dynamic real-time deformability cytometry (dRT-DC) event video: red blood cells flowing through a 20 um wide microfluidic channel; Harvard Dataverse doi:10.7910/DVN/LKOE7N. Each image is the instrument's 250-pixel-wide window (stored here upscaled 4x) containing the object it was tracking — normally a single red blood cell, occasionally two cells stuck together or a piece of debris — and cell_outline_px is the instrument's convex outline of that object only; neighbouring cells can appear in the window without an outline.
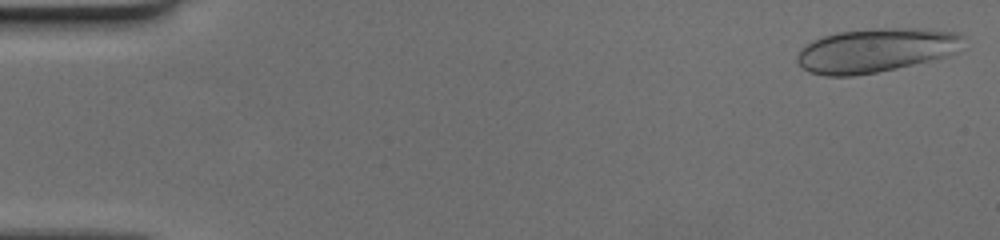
{"species": "human", "species_latin": "Homo sapiens", "temperature_condition": "cold", "stored_images_in_passage": 20, "camera_frame_rate_fps": 3000, "um_per_image_px": 0.085, "donor": {"sex": "female"}, "frame": {"image": 1, "passage_image": 2, "time_ms": 0.333, "image_size_px": [1000, 240], "cell_outline_px": [[960, 36], [956, 52], [944, 56], [896, 68], [876, 72], [852, 76], [824, 76], [808, 72], [796, 60], [796, 56], [800, 48], [812, 40], [824, 36], [840, 32], [868, 28], [920, 28], [956, 32]], "centroid_in_image_um": [74.33, 4.27], "position_along_channel_um": 10.7, "area_um2": 42.14}}
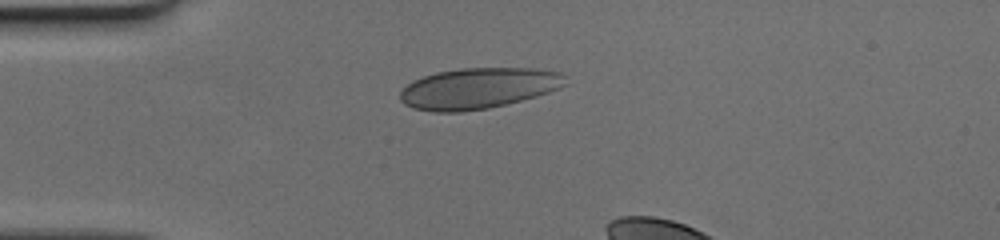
{"frame": {"image": 2, "passage_image": 14, "time_ms": 4.333, "image_size_px": [1000, 240], "cell_outline_px": [[568, 84], [560, 88], [536, 96], [488, 108], [460, 112], [432, 112], [412, 108], [404, 104], [400, 100], [400, 92], [412, 80], [436, 72], [460, 68], [532, 68], [560, 72], [564, 76]], "centroid_in_image_um": [40.64, 7.5], "position_along_channel_um": 44.4, "area_um2": 39.42}}
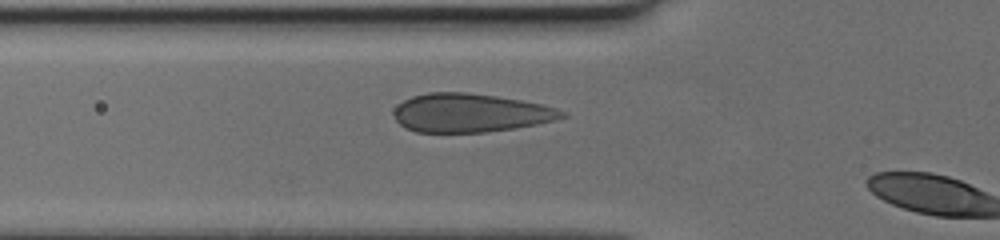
{"frame": {"image": 3, "passage_image": 19, "time_ms": 6.0, "image_size_px": [1000, 240], "cell_outline_px": [[568, 116], [556, 120], [516, 128], [484, 132], [416, 132], [404, 128], [396, 120], [392, 112], [404, 100], [412, 96], [428, 92], [468, 92], [496, 96], [520, 100], [540, 104], [556, 108], [568, 112]], "centroid_in_image_um": [39.98, 9.6], "position_along_channel_um": 85.8, "area_um2": 37.92}}